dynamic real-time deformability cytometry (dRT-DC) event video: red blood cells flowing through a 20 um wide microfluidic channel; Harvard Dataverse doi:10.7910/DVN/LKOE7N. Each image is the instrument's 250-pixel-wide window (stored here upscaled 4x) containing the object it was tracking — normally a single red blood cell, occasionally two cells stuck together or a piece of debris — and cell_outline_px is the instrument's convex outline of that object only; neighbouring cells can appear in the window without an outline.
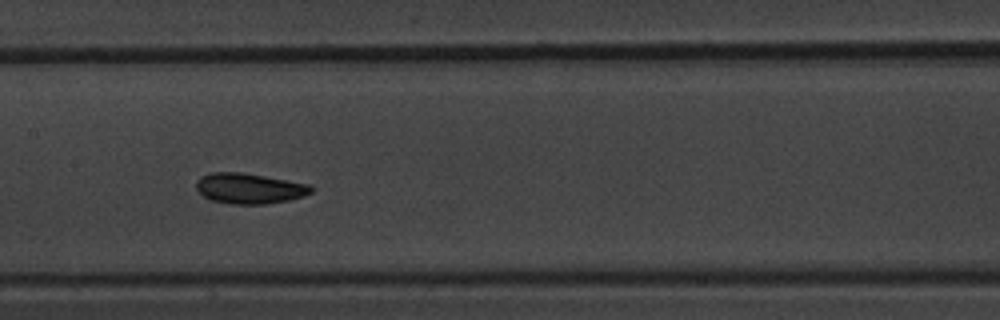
{"species": "common noctule bat (a hibernating species)", "species_latin": "Nyctalus noctula", "temperature_condition": "warm", "stored_images_in_passage": 12, "camera_frame_rate_fps": 3000, "um_per_image_px": 0.085, "animal": {"sex": "male", "body_mass_g": 20.1, "forearm_length_mm": 53.5}, "frame": {"image": 1, "passage_image": 6, "time_ms": 6.667, "image_size_px": [1000, 320], "cell_outline_px": [[316, 188], [312, 192], [304, 196], [288, 200], [264, 204], [228, 204], [212, 200], [204, 196], [196, 188], [196, 180], [200, 176], [208, 172], [244, 172], [312, 184]], "centroid_in_image_um": [21.22, 16.0], "position_along_channel_um": 186.2, "area_um2": 20.81}}
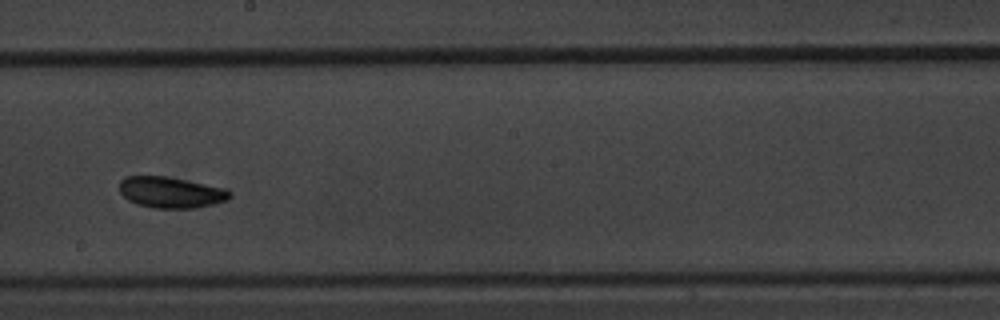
{"frame": {"image": 2, "passage_image": 7, "time_ms": 8.0, "image_size_px": [1000, 320], "cell_outline_px": [[232, 196], [228, 200], [196, 208], [152, 208], [136, 204], [128, 200], [120, 192], [120, 180], [124, 176], [168, 176], [228, 188], [232, 192]], "centroid_in_image_um": [14.56, 16.34], "position_along_channel_um": 233.6, "area_um2": 20.35}}
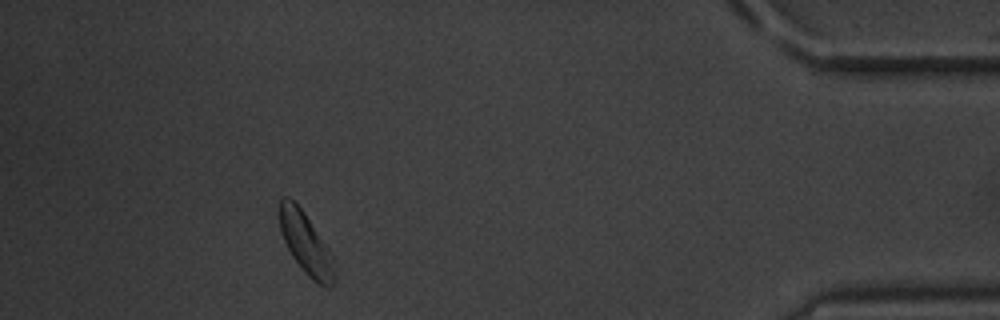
{"frame": {"image": 3, "passage_image": 12, "time_ms": 14.333, "image_size_px": [1000, 320], "cell_outline_px": [[336, 280], [328, 288], [312, 280], [308, 276], [292, 256], [284, 240], [280, 228], [280, 200], [284, 196], [288, 196], [304, 212], [328, 248], [332, 256], [336, 276]], "centroid_in_image_um": [26.01, 20.72], "position_along_channel_um": 409.2, "area_um2": 19.31}, "authors_computed_cell_mechanics": {"area_um2": 20.2011, "velocity_mm_per_s": 3.5843, "shape_relaxation_time_tau1_ms": 2.9006, "shape_relaxation_time_tau2_ms": 5.4777, "deformation_change_tau1": 0.071, "deformation_change_tau2": 0.0791}}